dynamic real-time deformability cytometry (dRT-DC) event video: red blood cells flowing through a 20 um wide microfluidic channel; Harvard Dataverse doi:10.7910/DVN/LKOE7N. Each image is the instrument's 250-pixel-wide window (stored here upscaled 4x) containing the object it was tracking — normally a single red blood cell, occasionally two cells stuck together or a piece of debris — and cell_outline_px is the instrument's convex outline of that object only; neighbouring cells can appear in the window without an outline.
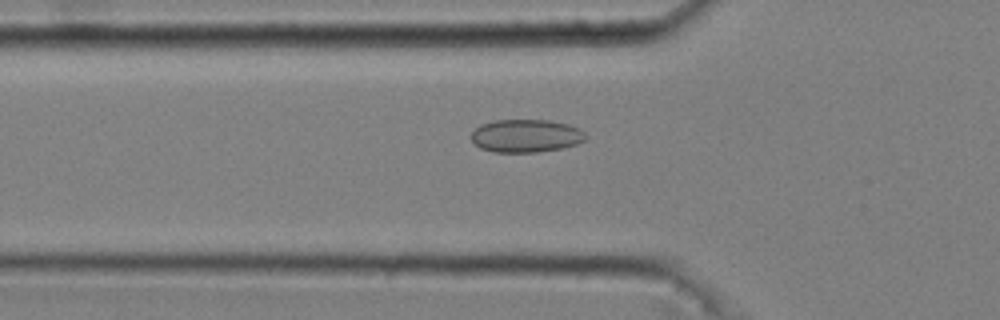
{"species": "common noctule bat (a hibernating species)", "species_latin": "Nyctalus noctula", "temperature_condition": "cold", "stored_images_in_passage": 48, "camera_frame_rate_fps": 3000, "um_per_image_px": 0.085, "animal": {"sex": "male", "body_mass_g": 20.4}, "frame": {"image": 1, "passage_image": 18, "time_ms": 5.667, "image_size_px": [1000, 320], "cell_outline_px": [[588, 136], [584, 140], [576, 144], [560, 148], [536, 152], [492, 152], [480, 148], [472, 140], [472, 132], [480, 124], [492, 120], [548, 120], [568, 124], [580, 128]], "centroid_in_image_um": [44.7, 11.54], "position_along_channel_um": 81.1, "area_um2": 22.02}}
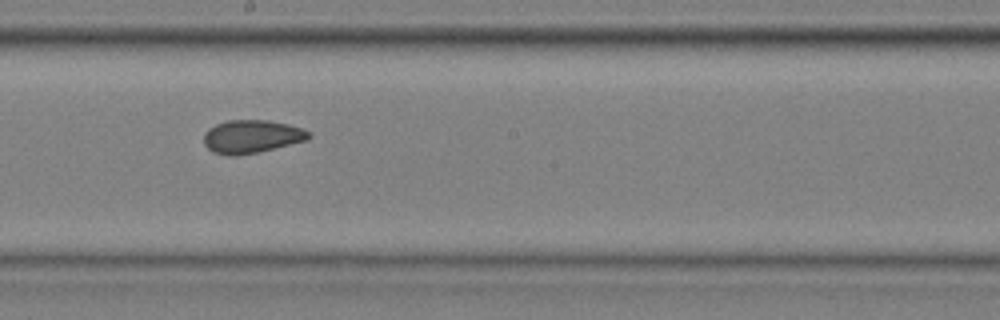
{"frame": {"image": 2, "passage_image": 30, "time_ms": 9.667, "image_size_px": [1000, 320], "cell_outline_px": [[312, 136], [308, 140], [256, 152], [236, 156], [228, 156], [212, 152], [204, 144], [204, 132], [208, 128], [216, 124], [228, 120], [268, 120], [288, 124], [300, 128], [308, 132]], "centroid_in_image_um": [21.35, 11.6], "position_along_channel_um": 226.8, "area_um2": 20.23}}
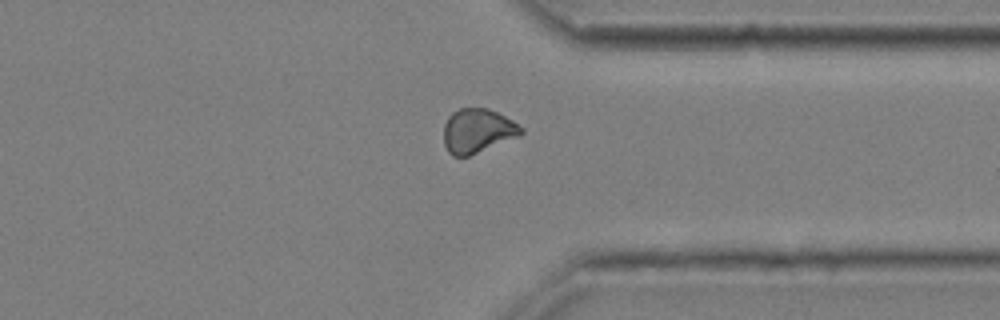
{"frame": {"image": 3, "passage_image": 42, "time_ms": 13.667, "image_size_px": [1000, 320], "cell_outline_px": [[524, 132], [520, 136], [468, 156], [452, 156], [448, 152], [444, 144], [444, 124], [448, 116], [452, 112], [460, 108], [488, 108], [512, 120], [524, 128]], "centroid_in_image_um": [40.59, 11.12], "position_along_channel_um": 370.8, "area_um2": 20.0}, "authors_computed_cell_mechanics": {"area_um2": 20.2878, "velocity_mm_per_s": 3.6389, "shape_relaxation_time_tau1_ms": null, "shape_relaxation_time_tau2_ms": 2.0906, "deformation_change_tau1": null, "deformation_change_tau2": 0.0415}}